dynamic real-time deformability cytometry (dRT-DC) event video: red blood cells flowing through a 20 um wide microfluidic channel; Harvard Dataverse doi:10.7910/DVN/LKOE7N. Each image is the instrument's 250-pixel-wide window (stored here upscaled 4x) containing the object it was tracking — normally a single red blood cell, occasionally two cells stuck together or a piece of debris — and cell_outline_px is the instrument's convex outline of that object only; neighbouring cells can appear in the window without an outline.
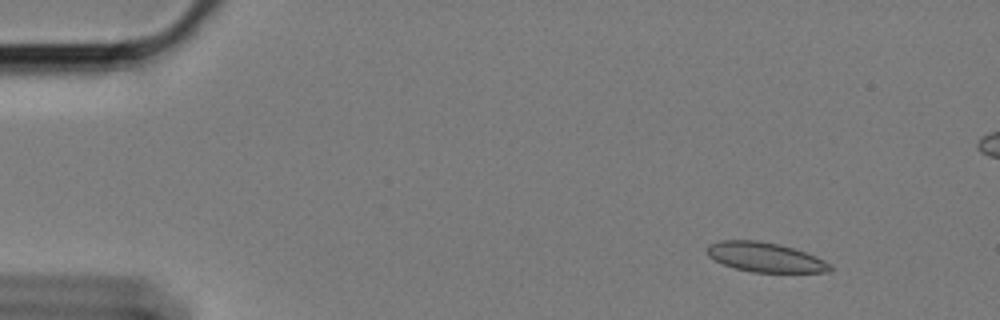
{"species": "Egyptian fruit bat (a non-hibernating species)", "species_latin": "Rousettus aegyptiacus", "temperature_condition": "cold", "stored_images_in_passage": 55, "camera_frame_rate_fps": 3000, "um_per_image_px": 0.085, "animal": {"sex": "female"}, "frame": {"image": 1, "passage_image": 2, "time_ms": 0.333, "image_size_px": [1000, 320], "cell_outline_px": [[832, 272], [752, 272], [732, 268], [708, 256], [708, 248], [712, 244], [720, 240], [756, 240], [776, 244], [792, 248], [816, 256], [832, 264]], "centroid_in_image_um": [65.07, 21.88], "position_along_channel_um": 19.9, "area_um2": 20.98}}
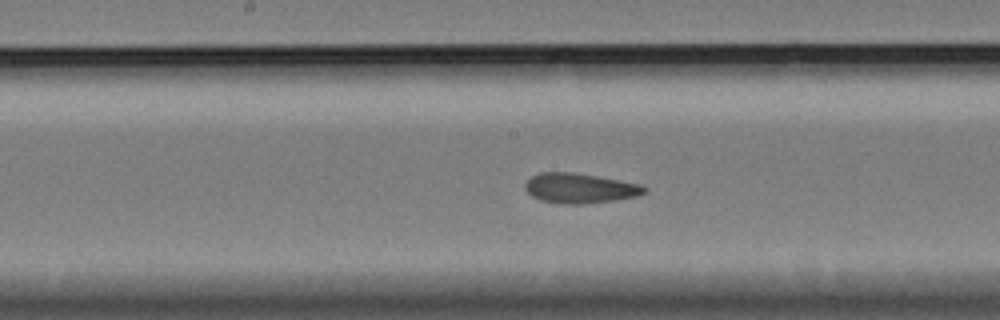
{"frame": {"image": 2, "passage_image": 26, "time_ms": 8.333, "image_size_px": [1000, 320], "cell_outline_px": [[648, 192], [640, 196], [616, 200], [584, 204], [560, 204], [540, 200], [532, 196], [524, 188], [524, 184], [532, 176], [540, 172], [568, 172], [596, 176], [640, 184], [648, 188]], "centroid_in_image_um": [49.31, 16.01], "position_along_channel_um": 198.9, "area_um2": 20.92}}
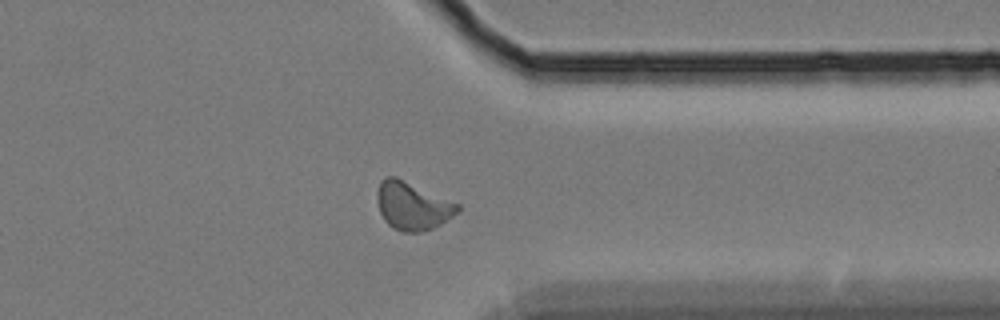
{"frame": {"image": 3, "passage_image": 42, "time_ms": 13.667, "image_size_px": [1000, 320], "cell_outline_px": [[464, 208], [460, 212], [440, 224], [432, 228], [420, 232], [400, 232], [392, 228], [384, 220], [380, 212], [376, 196], [376, 192], [380, 180], [388, 176], [396, 176], [460, 204]], "centroid_in_image_um": [35.07, 17.5], "position_along_channel_um": 376.3, "area_um2": 22.83}, "authors_computed_cell_mechanics": {"area_um2": 20.8658, "velocity_mm_per_s": 3.3774, "shape_relaxation_time_tau1_ms": null, "shape_relaxation_time_tau2_ms": 1.9539, "deformation_change_tau1": null, "deformation_change_tau2": 0.099}}